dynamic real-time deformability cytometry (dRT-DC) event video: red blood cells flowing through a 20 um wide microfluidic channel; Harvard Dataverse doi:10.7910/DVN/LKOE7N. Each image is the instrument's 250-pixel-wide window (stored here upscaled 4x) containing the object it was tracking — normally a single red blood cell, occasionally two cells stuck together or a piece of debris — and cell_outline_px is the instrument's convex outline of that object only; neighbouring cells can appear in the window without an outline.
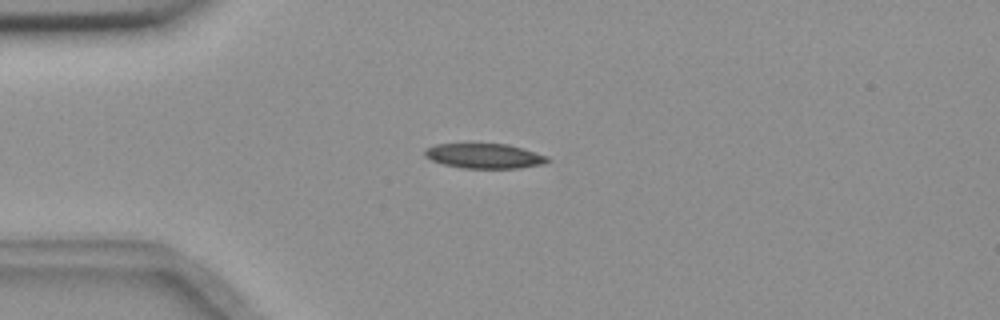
{"species": "common noctule bat (a hibernating species)", "species_latin": "Nyctalus noctula", "temperature_condition": "room temperature", "stored_images_in_passage": 53, "camera_frame_rate_fps": 3000, "um_per_image_px": 0.085, "animal": {"sex": "female", "body_mass_g": 18.4}, "frame": {"image": 1, "passage_image": 12, "time_ms": 3.667, "image_size_px": [1000, 320], "cell_outline_px": [[548, 160], [544, 164], [520, 168], [464, 168], [444, 164], [432, 160], [424, 156], [424, 152], [428, 148], [436, 144], [508, 144], [548, 156]], "centroid_in_image_um": [41.18, 13.26], "position_along_channel_um": 43.8, "area_um2": 17.57}}
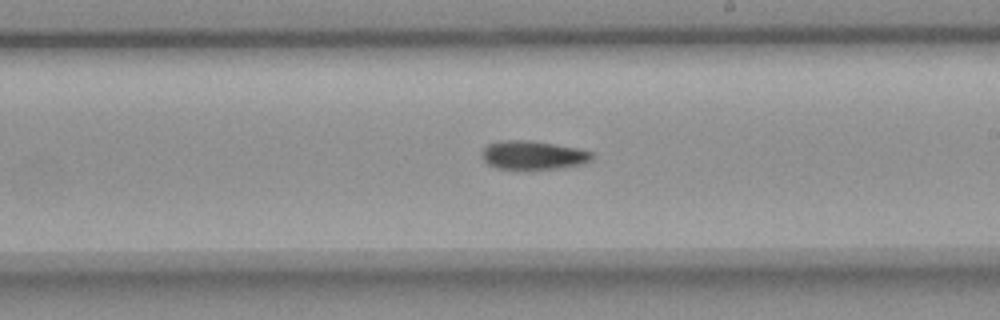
{"frame": {"image": 2, "passage_image": 30, "time_ms": 9.667, "image_size_px": [1000, 320], "cell_outline_px": [[596, 156], [592, 160], [584, 164], [564, 168], [528, 172], [496, 168], [488, 164], [480, 156], [480, 152], [488, 144], [500, 140], [528, 140], [576, 148], [596, 152]], "centroid_in_image_um": [45.34, 13.24], "position_along_channel_um": 243.7, "area_um2": 19.48}}
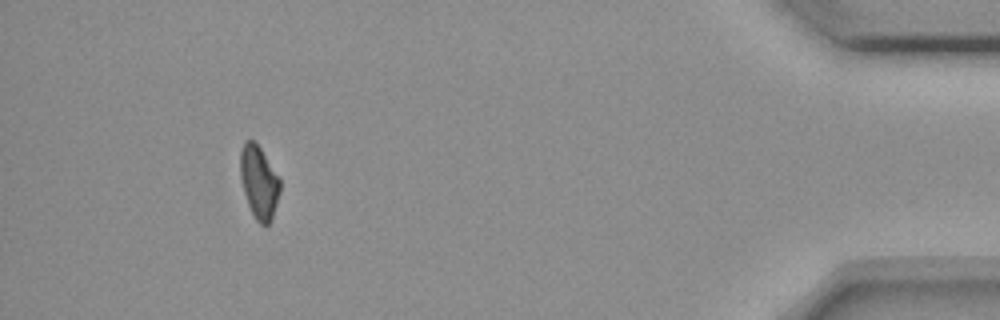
{"frame": {"image": 3, "passage_image": 49, "time_ms": 16.0, "image_size_px": [1000, 320], "cell_outline_px": [[280, 192], [272, 220], [268, 224], [260, 224], [256, 220], [248, 204], [244, 192], [240, 176], [240, 148], [244, 140], [256, 140], [280, 180]], "centroid_in_image_um": [22.0, 15.45], "position_along_channel_um": 413.2, "area_um2": 16.94}, "authors_computed_cell_mechanics": {"area_um2": 17.918, "velocity_mm_per_s": 3.6686, "shape_relaxation_time_tau1_ms": 9.7025, "shape_relaxation_time_tau2_ms": null, "deformation_change_tau1": 0.1799, "deformation_change_tau2": null}}